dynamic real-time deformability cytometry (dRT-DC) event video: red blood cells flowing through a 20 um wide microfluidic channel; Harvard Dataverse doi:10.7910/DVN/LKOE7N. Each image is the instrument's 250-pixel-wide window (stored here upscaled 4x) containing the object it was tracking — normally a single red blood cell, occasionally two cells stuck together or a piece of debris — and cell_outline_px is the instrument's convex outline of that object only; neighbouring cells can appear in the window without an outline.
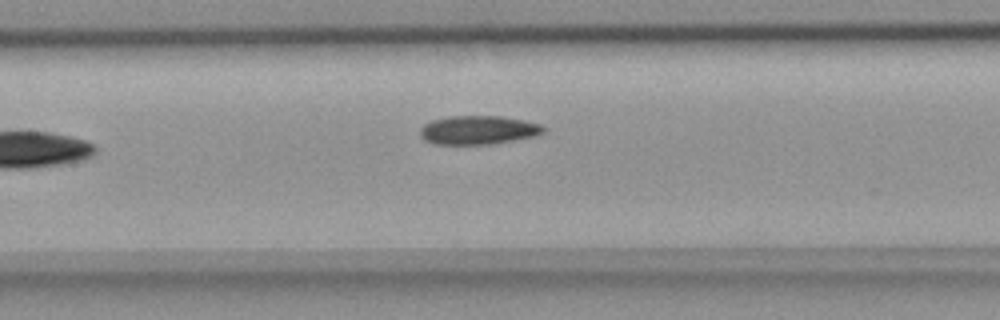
{"species": "common noctule bat (a hibernating species)", "species_latin": "Nyctalus noctula", "temperature_condition": "room temperature", "stored_images_in_passage": 7, "camera_frame_rate_fps": 3000, "um_per_image_px": 0.085, "animal": {"sex": "female", "body_mass_g": 18.4}, "frame": {"image": 1, "passage_image": 7, "time_ms": 2.0, "image_size_px": [1000, 320], "cell_outline_px": [[544, 132], [536, 136], [516, 140], [488, 144], [436, 144], [424, 140], [420, 136], [420, 128], [424, 124], [432, 120], [448, 116], [500, 116], [524, 120], [540, 124], [544, 128]], "centroid_in_image_um": [40.64, 11.05], "position_along_channel_um": 166.8, "area_um2": 20.69}}